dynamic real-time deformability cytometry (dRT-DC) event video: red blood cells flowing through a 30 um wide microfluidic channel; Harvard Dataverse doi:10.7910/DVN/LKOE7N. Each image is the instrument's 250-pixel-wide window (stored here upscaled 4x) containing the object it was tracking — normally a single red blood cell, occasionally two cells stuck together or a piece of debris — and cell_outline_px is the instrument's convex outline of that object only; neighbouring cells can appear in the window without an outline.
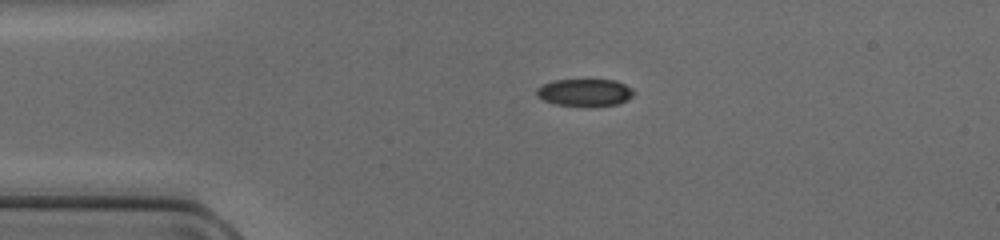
{"species": "common noctule bat (a hibernating species)", "species_latin": "Nyctalus noctula", "temperature_condition": "cold", "stored_images_in_passage": 42, "camera_frame_rate_fps": 3000, "um_per_image_px": 0.085, "animal": {"sex": "female", "body_mass_g": 17.0, "forearm_length_mm": 48.0}, "frame": {"image": 1, "passage_image": 5, "time_ms": 1.333, "image_size_px": [1000, 240], "cell_outline_px": [[636, 92], [628, 100], [616, 104], [556, 104], [544, 100], [536, 96], [536, 88], [540, 84], [552, 80], [588, 76], [616, 80], [632, 88]], "centroid_in_image_um": [49.69, 7.75], "position_along_channel_um": 35.3, "area_um2": 16.01}}
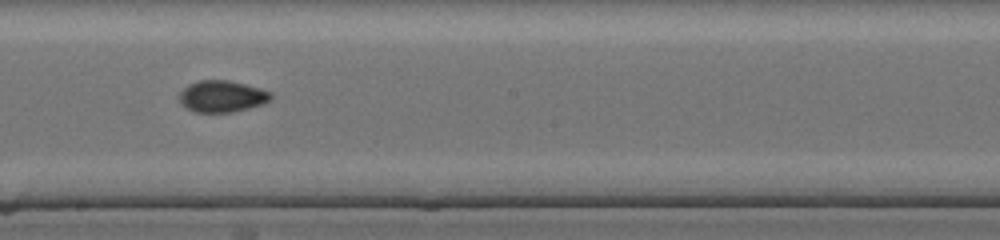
{"frame": {"image": 2, "passage_image": 21, "time_ms": 6.667, "image_size_px": [1000, 240], "cell_outline_px": [[272, 100], [264, 104], [232, 112], [196, 112], [180, 104], [180, 92], [188, 84], [200, 80], [228, 80], [260, 88], [272, 92]], "centroid_in_image_um": [18.9, 8.18], "position_along_channel_um": 229.3, "area_um2": 16.88}}
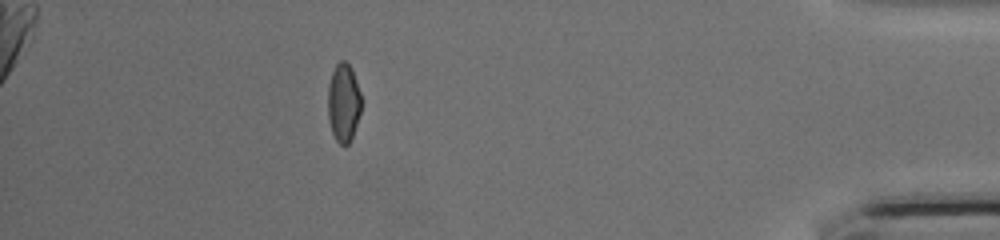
{"frame": {"image": 3, "passage_image": 37, "time_ms": 12.0, "image_size_px": [1000, 240], "cell_outline_px": [[360, 112], [352, 136], [348, 144], [340, 144], [336, 140], [332, 132], [328, 120], [328, 84], [332, 72], [336, 64], [340, 60], [344, 60], [352, 68], [360, 92]], "centroid_in_image_um": [29.18, 8.7], "position_along_channel_um": 406.0, "area_um2": 15.14}}